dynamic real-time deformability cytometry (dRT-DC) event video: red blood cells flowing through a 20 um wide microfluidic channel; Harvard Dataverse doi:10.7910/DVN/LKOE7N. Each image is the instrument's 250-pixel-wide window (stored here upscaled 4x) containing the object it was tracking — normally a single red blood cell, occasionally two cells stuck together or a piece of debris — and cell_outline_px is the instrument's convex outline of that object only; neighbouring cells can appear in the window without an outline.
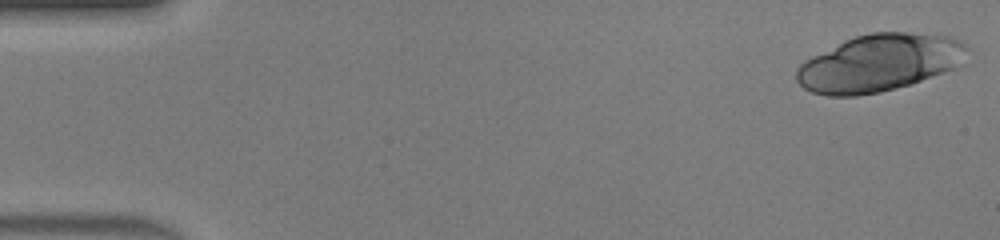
{"species": "human", "species_latin": "Homo sapiens", "temperature_condition": "warm", "stored_images_in_passage": 45, "camera_frame_rate_fps": 3000, "um_per_image_px": 0.085, "donor": {"sex": "male"}, "frame": {"image": 1, "passage_image": 1, "time_ms": 0.0, "image_size_px": [1000, 240], "cell_outline_px": [[968, 48], [956, 68], [912, 84], [880, 92], [856, 96], [828, 96], [812, 92], [804, 88], [796, 80], [796, 68], [804, 60], [844, 40], [856, 36], [872, 32], [908, 32], [948, 36], [960, 40]], "centroid_in_image_um": [74.71, 5.35], "position_along_channel_um": 10.3, "area_um2": 56.82}}
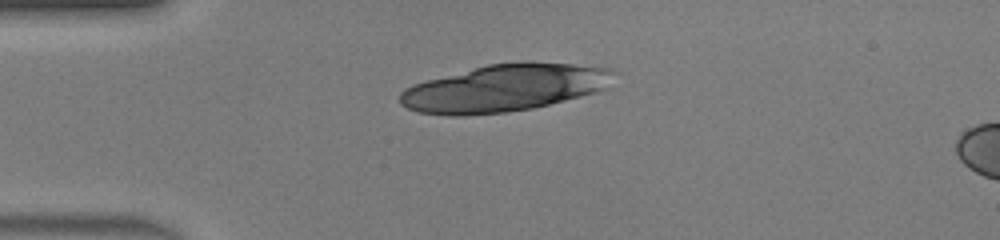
{"frame": {"image": 2, "passage_image": 11, "time_ms": 3.333, "image_size_px": [1000, 240], "cell_outline_px": [[620, 72], [604, 88], [596, 92], [532, 108], [504, 112], [464, 116], [448, 116], [420, 112], [408, 108], [400, 104], [400, 92], [404, 88], [412, 84], [488, 64], [520, 60], [524, 60], [572, 64], [612, 68]], "centroid_in_image_um": [42.9, 7.46], "position_along_channel_um": 42.1, "area_um2": 59.13}}